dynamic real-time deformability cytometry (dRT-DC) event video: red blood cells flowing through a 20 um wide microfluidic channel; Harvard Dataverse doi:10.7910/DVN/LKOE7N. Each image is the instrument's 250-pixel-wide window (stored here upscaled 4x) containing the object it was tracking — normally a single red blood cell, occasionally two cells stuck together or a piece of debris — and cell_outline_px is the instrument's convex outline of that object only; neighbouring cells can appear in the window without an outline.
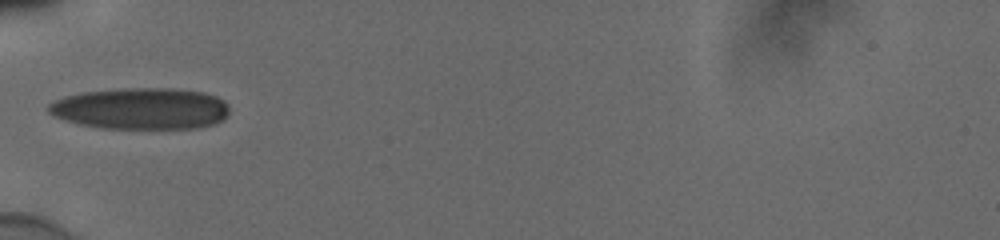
{"species": "human", "species_latin": "Homo sapiens", "temperature_condition": "cold", "stored_images_in_passage": 35, "camera_frame_rate_fps": 3000, "um_per_image_px": 0.085, "donor": {"sex": "male"}, "frame": {"image": 1, "passage_image": 1, "time_ms": 0.0, "image_size_px": [1000, 240], "cell_outline_px": [[228, 116], [212, 124], [200, 128], [100, 128], [76, 124], [64, 120], [48, 112], [48, 104], [64, 96], [84, 92], [124, 88], [168, 88], [204, 92], [216, 96], [224, 100], [228, 104]], "centroid_in_image_um": [11.97, 9.23], "position_along_channel_um": 73.0, "area_um2": 43.81}}
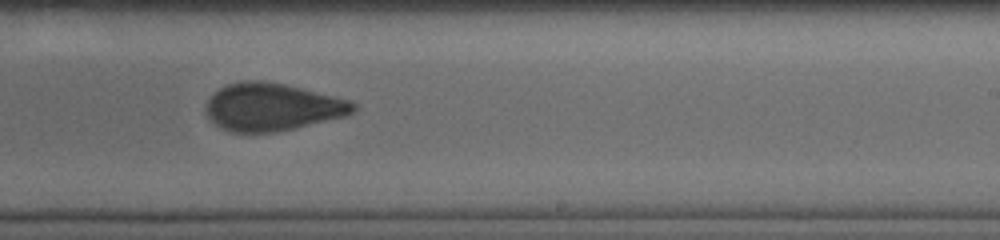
{"frame": {"image": 2, "passage_image": 16, "time_ms": 5.0, "image_size_px": [1000, 240], "cell_outline_px": [[356, 112], [344, 116], [296, 128], [276, 132], [228, 132], [220, 128], [208, 120], [204, 108], [208, 100], [220, 88], [228, 84], [240, 80], [264, 80], [284, 84], [352, 100], [356, 104]], "centroid_in_image_um": [23.12, 9.1], "position_along_channel_um": 265.9, "area_um2": 41.21}}
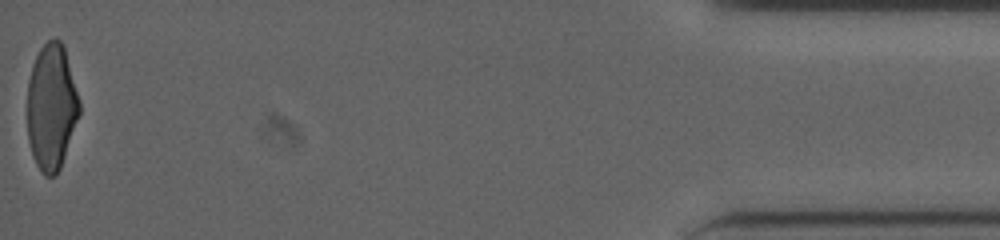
{"frame": {"image": 3, "passage_image": 35, "time_ms": 11.333, "image_size_px": [1000, 240], "cell_outline_px": [[80, 112], [60, 168], [56, 176], [44, 176], [36, 164], [32, 156], [28, 140], [28, 80], [32, 64], [40, 48], [48, 40], [60, 40], [64, 48], [80, 100]], "centroid_in_image_um": [4.37, 9.11], "position_along_channel_um": 430.8, "area_um2": 38.03}, "authors_computed_cell_mechanics": {"area_um2": 41.038, "velocity_mm_per_s": 3.8822, "shape_relaxation_time_tau1_ms": 7.3341, "shape_relaxation_time_tau2_ms": 1.3292, "deformation_change_tau1": 0.2073, "deformation_change_tau2": 0.0806}}